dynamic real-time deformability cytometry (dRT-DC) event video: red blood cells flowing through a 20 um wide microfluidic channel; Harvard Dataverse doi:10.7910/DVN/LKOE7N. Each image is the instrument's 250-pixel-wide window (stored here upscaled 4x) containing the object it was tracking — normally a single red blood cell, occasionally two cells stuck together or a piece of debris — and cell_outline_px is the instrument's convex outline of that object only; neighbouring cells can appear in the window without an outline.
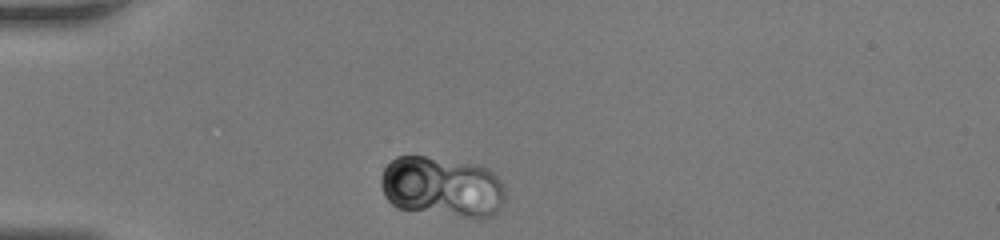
{"species": "human", "species_latin": "Homo sapiens", "temperature_condition": "room temperature", "stored_images_in_passage": 42, "camera_frame_rate_fps": 3000, "um_per_image_px": 0.085, "donor": {"sex": "female"}, "frame": {"image": 1, "passage_image": 1, "time_ms": 0.0, "image_size_px": [1000, 240], "cell_outline_px": [[504, 200], [500, 208], [492, 216], [476, 220], [400, 208], [392, 204], [384, 196], [380, 184], [380, 176], [384, 168], [396, 156], [424, 156], [468, 164], [488, 168], [500, 180], [504, 192]], "centroid_in_image_um": [37.57, 15.92], "position_along_channel_um": 47.4, "area_um2": 43.93}}
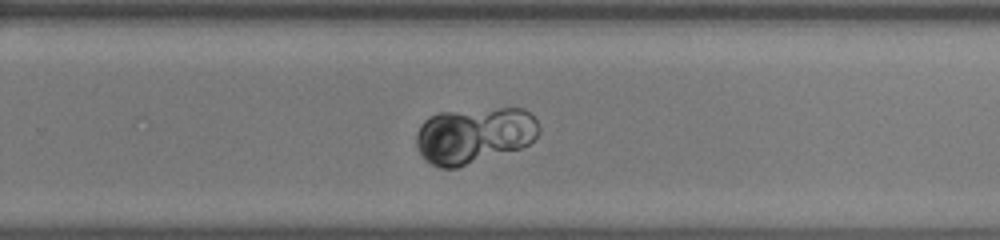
{"frame": {"image": 2, "passage_image": 23, "time_ms": 7.333, "image_size_px": [1000, 240], "cell_outline_px": [[540, 132], [528, 144], [520, 148], [456, 168], [440, 168], [424, 160], [416, 144], [416, 132], [420, 124], [428, 116], [440, 112], [500, 108], [524, 108], [536, 120], [540, 128]], "centroid_in_image_um": [40.27, 11.49], "position_along_channel_um": 289.5, "area_um2": 40.23}}
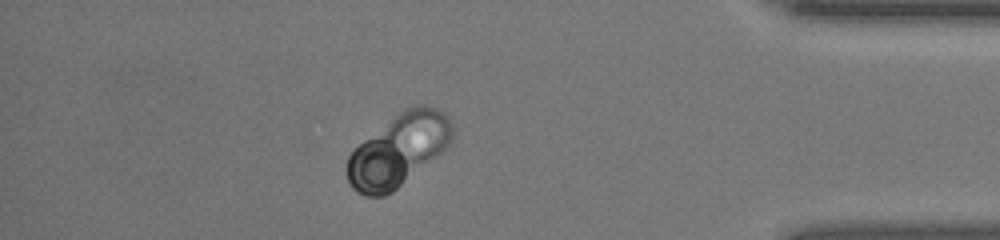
{"frame": {"image": 3, "passage_image": 35, "time_ms": 11.333, "image_size_px": [1000, 240], "cell_outline_px": [[452, 144], [392, 192], [384, 196], [364, 196], [356, 192], [352, 188], [348, 180], [348, 156], [364, 140], [404, 108], [416, 104], [424, 104], [436, 108], [444, 112], [448, 116], [452, 124]], "centroid_in_image_um": [33.91, 12.75], "position_along_channel_um": 401.3, "area_um2": 43.93}}